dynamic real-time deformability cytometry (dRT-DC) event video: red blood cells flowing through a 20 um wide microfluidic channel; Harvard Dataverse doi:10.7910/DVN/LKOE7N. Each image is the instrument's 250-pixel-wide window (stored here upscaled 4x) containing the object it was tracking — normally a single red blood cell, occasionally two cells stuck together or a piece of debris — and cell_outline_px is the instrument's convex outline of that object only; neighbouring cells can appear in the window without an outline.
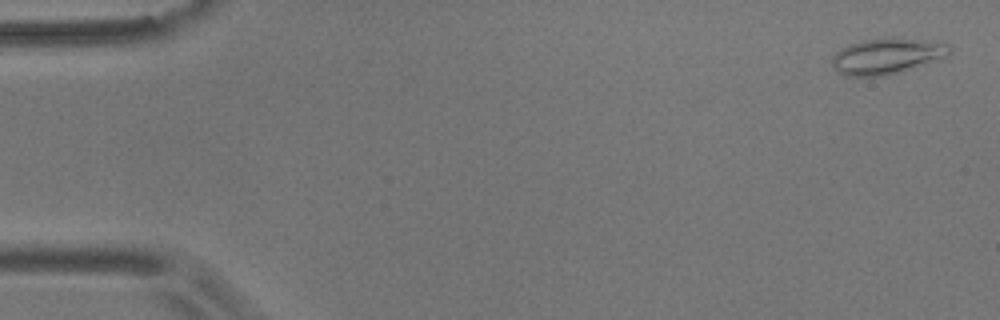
{"species": "common noctule bat (a hibernating species)", "species_latin": "Nyctalus noctula", "temperature_condition": "room temperature", "stored_images_in_passage": 55, "camera_frame_rate_fps": 3000, "um_per_image_px": 0.085, "animal": {"sex": "male", "body_mass_g": 17.9}, "frame": {"image": 1, "passage_image": 2, "time_ms": 0.333, "image_size_px": [1000, 320], "cell_outline_px": [[952, 52], [944, 56], [900, 72], [884, 76], [844, 76], [832, 64], [832, 56], [840, 48], [848, 44], [864, 40], [884, 36], [896, 36], [924, 40], [948, 44], [952, 48]], "centroid_in_image_um": [75.35, 4.73], "position_along_channel_um": 9.7, "area_um2": 24.62}}
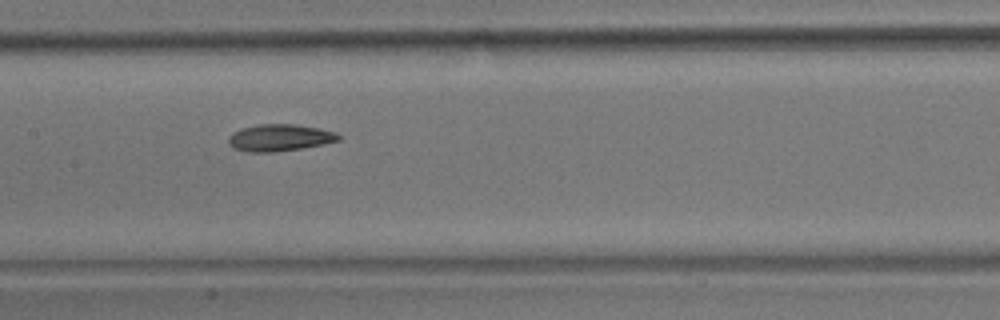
{"frame": {"image": 2, "passage_image": 27, "time_ms": 8.667, "image_size_px": [1000, 320], "cell_outline_px": [[340, 140], [324, 144], [276, 152], [248, 152], [232, 148], [228, 144], [228, 136], [232, 132], [240, 128], [260, 124], [296, 124], [320, 128], [336, 132], [340, 136]], "centroid_in_image_um": [23.74, 11.7], "position_along_channel_um": 183.7, "area_um2": 17.46}}
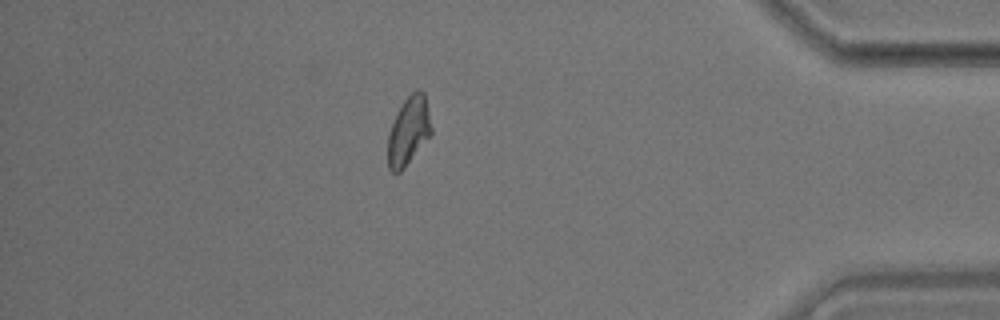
{"frame": {"image": 3, "passage_image": 48, "time_ms": 15.667, "image_size_px": [1000, 320], "cell_outline_px": [[432, 132], [404, 168], [400, 172], [392, 172], [388, 168], [388, 136], [396, 112], [404, 100], [416, 88], [424, 92], [432, 128]], "centroid_in_image_um": [34.72, 11.11], "position_along_channel_um": 400.5, "area_um2": 17.11}, "authors_computed_cell_mechanics": {"area_um2": 17.4556, "velocity_mm_per_s": 3.6507, "shape_relaxation_time_tau1_ms": 8.2304, "shape_relaxation_time_tau2_ms": 3.6509, "deformation_change_tau1": 0.1591, "deformation_change_tau2": 0.1008}}